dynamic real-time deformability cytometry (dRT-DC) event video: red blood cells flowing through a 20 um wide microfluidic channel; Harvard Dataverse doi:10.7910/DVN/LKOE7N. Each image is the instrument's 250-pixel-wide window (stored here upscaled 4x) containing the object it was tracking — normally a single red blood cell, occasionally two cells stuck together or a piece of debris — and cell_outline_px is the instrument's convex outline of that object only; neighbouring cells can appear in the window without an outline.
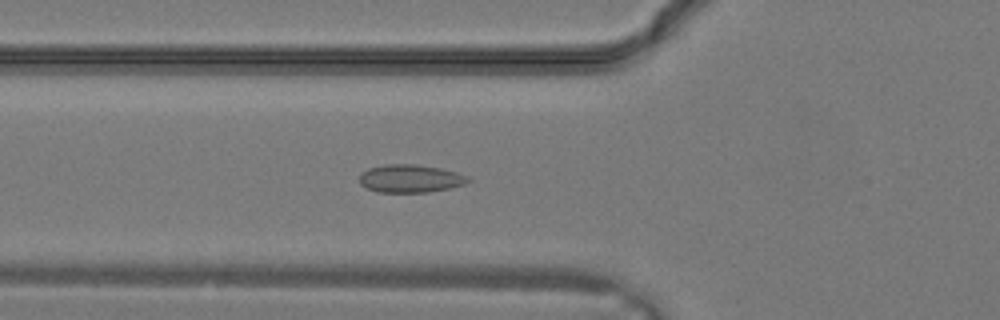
{"species": "common noctule bat (a hibernating species)", "species_latin": "Nyctalus noctula", "temperature_condition": "warm", "stored_images_in_passage": 31, "camera_frame_rate_fps": 3000, "um_per_image_px": 0.085, "animal": {"sex": "male", "body_mass_g": 19.2, "forearm_length_mm": 51.8}, "frame": {"image": 1, "passage_image": 11, "time_ms": 3.333, "image_size_px": [1000, 320], "cell_outline_px": [[472, 180], [464, 184], [448, 188], [428, 192], [376, 192], [360, 184], [360, 172], [368, 168], [384, 164], [416, 164], [440, 168], [456, 172], [468, 176]], "centroid_in_image_um": [34.86, 15.17], "position_along_channel_um": 90.9, "area_um2": 17.74}}
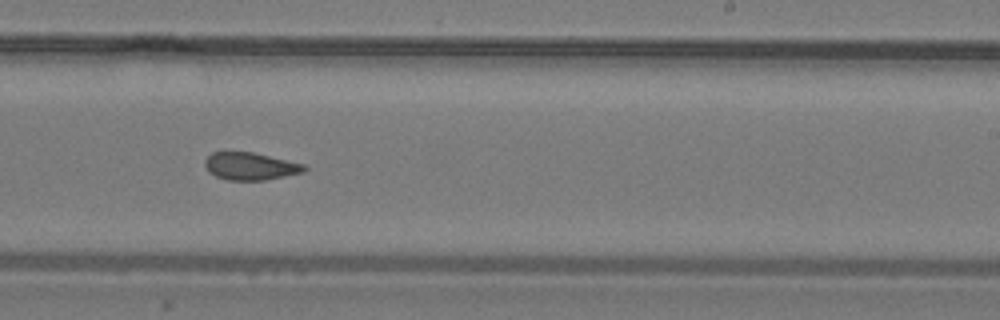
{"frame": {"image": 2, "passage_image": 19, "time_ms": 6.0, "image_size_px": [1000, 320], "cell_outline_px": [[308, 168], [304, 172], [264, 180], [228, 180], [216, 176], [208, 172], [204, 164], [204, 160], [212, 152], [252, 152], [304, 164]], "centroid_in_image_um": [21.26, 14.13], "position_along_channel_um": 267.7, "area_um2": 15.84}}
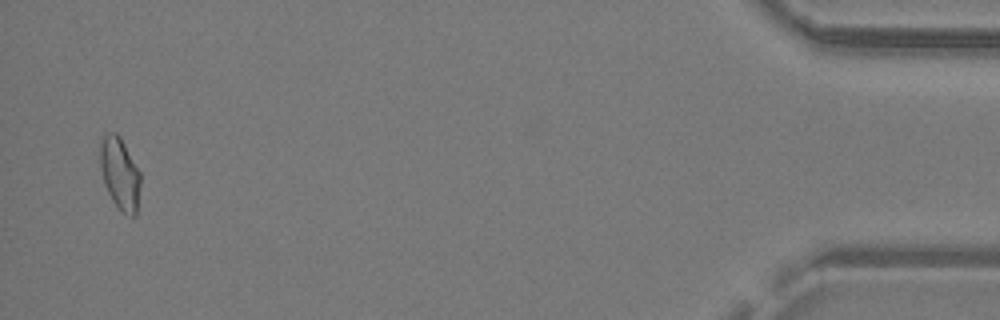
{"frame": {"image": 3, "passage_image": 30, "time_ms": 9.667, "image_size_px": [1000, 320], "cell_outline_px": [[140, 184], [136, 216], [128, 216], [120, 212], [112, 200], [108, 192], [100, 168], [100, 144], [104, 136], [108, 132], [116, 132], [120, 136], [140, 172]], "centroid_in_image_um": [10.19, 14.77], "position_along_channel_um": 425.0, "area_um2": 16.94}}